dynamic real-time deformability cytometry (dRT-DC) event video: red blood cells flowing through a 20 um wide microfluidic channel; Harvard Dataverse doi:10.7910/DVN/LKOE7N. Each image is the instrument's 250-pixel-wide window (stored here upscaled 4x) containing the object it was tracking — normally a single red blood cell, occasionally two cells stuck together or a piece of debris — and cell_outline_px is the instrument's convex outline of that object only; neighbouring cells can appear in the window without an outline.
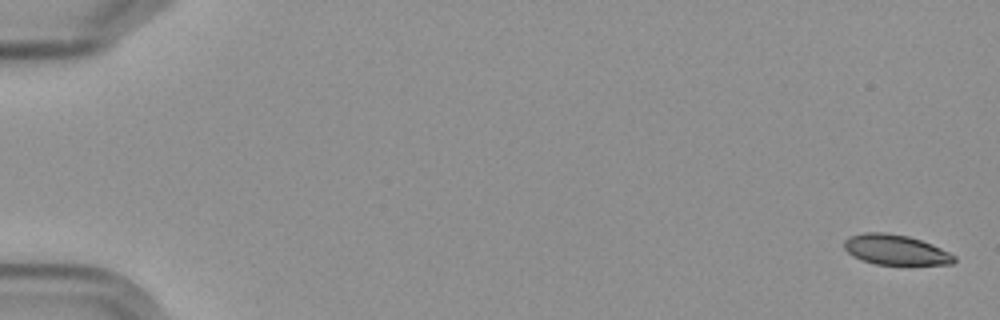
{"species": "Egyptian fruit bat (a non-hibernating species)", "species_latin": "Rousettus aegyptiacus", "temperature_condition": "cold", "stored_images_in_passage": 3, "camera_frame_rate_fps": 3000, "um_per_image_px": 0.085, "frame": {"image": 1, "passage_image": 1, "time_ms": 0.0, "image_size_px": [1000, 320], "cell_outline_px": [[956, 260], [952, 264], [876, 264], [860, 260], [852, 256], [844, 248], [844, 240], [848, 236], [864, 232], [880, 232], [908, 236], [932, 244], [956, 256]], "centroid_in_image_um": [76.08, 21.23], "position_along_channel_um": 8.9, "area_um2": 19.25}}